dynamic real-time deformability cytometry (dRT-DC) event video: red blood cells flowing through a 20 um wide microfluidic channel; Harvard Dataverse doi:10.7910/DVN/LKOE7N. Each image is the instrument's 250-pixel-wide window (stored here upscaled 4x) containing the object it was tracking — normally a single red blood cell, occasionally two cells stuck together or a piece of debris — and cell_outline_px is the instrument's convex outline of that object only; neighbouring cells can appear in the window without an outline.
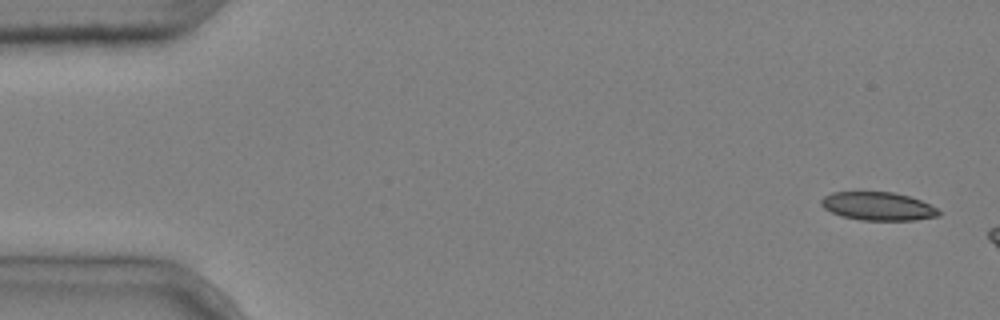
{"species": "common noctule bat (a hibernating species)", "species_latin": "Nyctalus noctula", "temperature_condition": "cold", "stored_images_in_passage": 3, "camera_frame_rate_fps": 3000, "um_per_image_px": 0.085, "animal": {"sex": "male", "body_mass_g": 20.4}, "frame": {"image": 1, "passage_image": 1, "time_ms": 0.0, "image_size_px": [1000, 320], "cell_outline_px": [[940, 216], [916, 220], [860, 220], [840, 216], [824, 208], [820, 204], [820, 200], [824, 196], [832, 192], [892, 192], [908, 196], [920, 200], [936, 208], [940, 212]], "centroid_in_image_um": [74.61, 17.53], "position_along_channel_um": 10.4, "area_um2": 19.36}}